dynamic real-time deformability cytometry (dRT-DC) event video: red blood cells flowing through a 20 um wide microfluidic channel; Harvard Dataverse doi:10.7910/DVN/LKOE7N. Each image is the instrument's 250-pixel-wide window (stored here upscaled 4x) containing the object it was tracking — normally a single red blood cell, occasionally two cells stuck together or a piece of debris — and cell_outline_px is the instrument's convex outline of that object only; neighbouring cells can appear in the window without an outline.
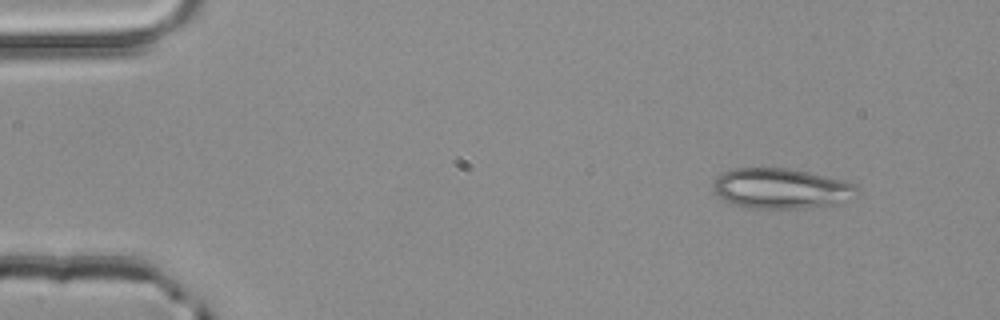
{"species": "common noctule bat (a hibernating species)", "species_latin": "Nyctalus noctula", "temperature_condition": "room temperature", "stored_images_in_passage": 4, "camera_frame_rate_fps": 3000, "um_per_image_px": 0.085, "animal": {"sex": "male", "body_mass_g": 20.4}, "frame": {"image": 1, "passage_image": 1, "time_ms": 0.0, "image_size_px": [1000, 320], "cell_outline_px": [[860, 192], [836, 204], [804, 208], [752, 208], [736, 204], [724, 200], [712, 188], [712, 184], [716, 176], [732, 168], [788, 168], [808, 172], [840, 180], [852, 184], [860, 188]], "centroid_in_image_um": [66.36, 16.01], "position_along_channel_um": 18.6, "area_um2": 33.41}}